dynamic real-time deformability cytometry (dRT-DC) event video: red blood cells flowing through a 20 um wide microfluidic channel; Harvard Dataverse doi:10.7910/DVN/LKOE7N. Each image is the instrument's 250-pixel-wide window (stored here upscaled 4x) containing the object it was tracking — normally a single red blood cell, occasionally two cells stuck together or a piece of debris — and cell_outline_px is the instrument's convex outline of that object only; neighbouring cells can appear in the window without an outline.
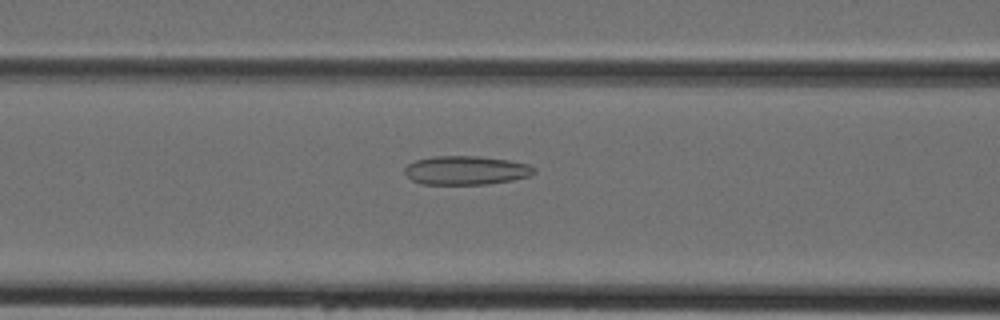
{"species": "Egyptian fruit bat (a non-hibernating species)", "species_latin": "Rousettus aegyptiacus", "temperature_condition": "cold", "stored_images_in_passage": 44, "camera_frame_rate_fps": 3000, "um_per_image_px": 0.085, "animal": {"sex": "female"}, "frame": {"image": 1, "passage_image": 18, "time_ms": 5.667, "image_size_px": [1000, 320], "cell_outline_px": [[536, 172], [528, 176], [512, 180], [488, 184], [420, 184], [412, 180], [404, 172], [404, 168], [408, 164], [416, 160], [432, 156], [480, 156], [508, 160], [528, 164], [536, 168]], "centroid_in_image_um": [39.61, 14.47], "position_along_channel_um": 127.0, "area_um2": 21.79}}
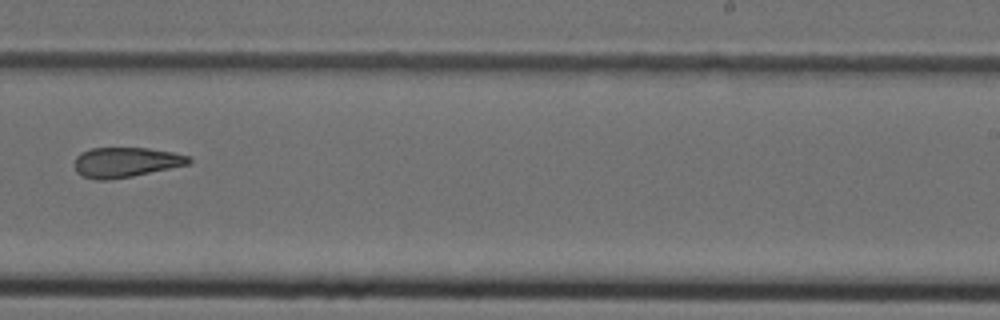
{"frame": {"image": 2, "passage_image": 28, "time_ms": 9.0, "image_size_px": [1000, 320], "cell_outline_px": [[192, 160], [188, 164], [132, 176], [108, 180], [96, 180], [84, 176], [76, 172], [76, 156], [80, 152], [92, 148], [148, 148], [172, 152], [188, 156]], "centroid_in_image_um": [10.67, 13.79], "position_along_channel_um": 278.3, "area_um2": 19.71}}
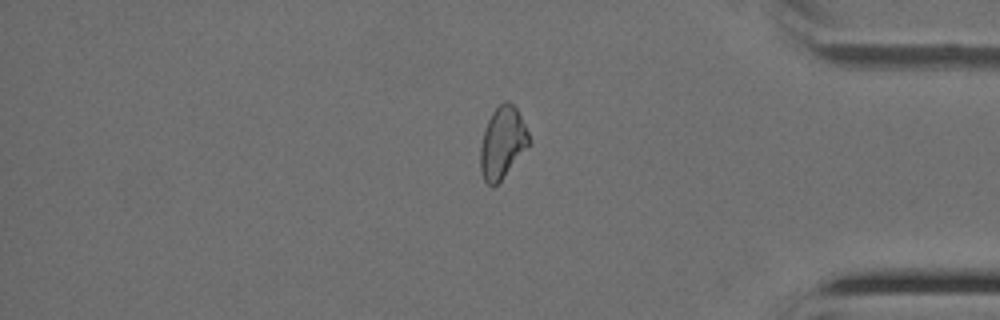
{"frame": {"image": 3, "passage_image": 37, "time_ms": 12.0, "image_size_px": [1000, 320], "cell_outline_px": [[532, 140], [500, 180], [492, 188], [484, 180], [480, 172], [480, 148], [484, 128], [492, 112], [504, 100], [508, 100], [516, 108]], "centroid_in_image_um": [42.68, 12.11], "position_along_channel_um": 392.5, "area_um2": 20.0}}